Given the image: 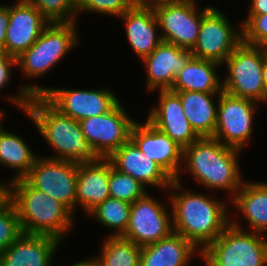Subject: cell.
Returning a JSON list of instances; mask_svg holds the SVG:
<instances>
[{
  "label": "cell",
  "mask_w": 267,
  "mask_h": 266,
  "mask_svg": "<svg viewBox=\"0 0 267 266\" xmlns=\"http://www.w3.org/2000/svg\"><path fill=\"white\" fill-rule=\"evenodd\" d=\"M173 193L170 194L173 232L191 241L202 252L230 224L226 203L192 191L174 190Z\"/></svg>",
  "instance_id": "cell-1"
},
{
  "label": "cell",
  "mask_w": 267,
  "mask_h": 266,
  "mask_svg": "<svg viewBox=\"0 0 267 266\" xmlns=\"http://www.w3.org/2000/svg\"><path fill=\"white\" fill-rule=\"evenodd\" d=\"M25 113L47 144L57 152L48 158L76 163L99 158L84 137L79 121L61 113L43 95L31 96Z\"/></svg>",
  "instance_id": "cell-2"
},
{
  "label": "cell",
  "mask_w": 267,
  "mask_h": 266,
  "mask_svg": "<svg viewBox=\"0 0 267 266\" xmlns=\"http://www.w3.org/2000/svg\"><path fill=\"white\" fill-rule=\"evenodd\" d=\"M240 151L212 137H203L183 149L182 163L199 184L227 190L234 197L243 184L237 160Z\"/></svg>",
  "instance_id": "cell-3"
},
{
  "label": "cell",
  "mask_w": 267,
  "mask_h": 266,
  "mask_svg": "<svg viewBox=\"0 0 267 266\" xmlns=\"http://www.w3.org/2000/svg\"><path fill=\"white\" fill-rule=\"evenodd\" d=\"M10 202L14 205L23 233L48 235L61 241L73 226V214L45 192L33 188L24 178L9 181Z\"/></svg>",
  "instance_id": "cell-4"
},
{
  "label": "cell",
  "mask_w": 267,
  "mask_h": 266,
  "mask_svg": "<svg viewBox=\"0 0 267 266\" xmlns=\"http://www.w3.org/2000/svg\"><path fill=\"white\" fill-rule=\"evenodd\" d=\"M20 94L9 96L25 113L31 96L43 95L56 109L77 121L100 116L109 112L119 100L108 89L73 90L61 88H46L36 85H22Z\"/></svg>",
  "instance_id": "cell-5"
},
{
  "label": "cell",
  "mask_w": 267,
  "mask_h": 266,
  "mask_svg": "<svg viewBox=\"0 0 267 266\" xmlns=\"http://www.w3.org/2000/svg\"><path fill=\"white\" fill-rule=\"evenodd\" d=\"M244 231L240 223L230 220L201 252L206 266H267V239L262 233Z\"/></svg>",
  "instance_id": "cell-6"
},
{
  "label": "cell",
  "mask_w": 267,
  "mask_h": 266,
  "mask_svg": "<svg viewBox=\"0 0 267 266\" xmlns=\"http://www.w3.org/2000/svg\"><path fill=\"white\" fill-rule=\"evenodd\" d=\"M77 33L75 22L50 23L36 42L17 57V67L29 78L44 75L77 45Z\"/></svg>",
  "instance_id": "cell-7"
},
{
  "label": "cell",
  "mask_w": 267,
  "mask_h": 266,
  "mask_svg": "<svg viewBox=\"0 0 267 266\" xmlns=\"http://www.w3.org/2000/svg\"><path fill=\"white\" fill-rule=\"evenodd\" d=\"M264 52L257 46L241 42L223 64L227 75L222 90L230 95L262 102L266 94L262 77Z\"/></svg>",
  "instance_id": "cell-8"
},
{
  "label": "cell",
  "mask_w": 267,
  "mask_h": 266,
  "mask_svg": "<svg viewBox=\"0 0 267 266\" xmlns=\"http://www.w3.org/2000/svg\"><path fill=\"white\" fill-rule=\"evenodd\" d=\"M77 173L76 162L37 157L24 179L33 188L61 202L73 213L76 206Z\"/></svg>",
  "instance_id": "cell-9"
},
{
  "label": "cell",
  "mask_w": 267,
  "mask_h": 266,
  "mask_svg": "<svg viewBox=\"0 0 267 266\" xmlns=\"http://www.w3.org/2000/svg\"><path fill=\"white\" fill-rule=\"evenodd\" d=\"M217 97V120L212 138L219 140L223 145L243 150L253 132L257 102L224 91Z\"/></svg>",
  "instance_id": "cell-10"
},
{
  "label": "cell",
  "mask_w": 267,
  "mask_h": 266,
  "mask_svg": "<svg viewBox=\"0 0 267 266\" xmlns=\"http://www.w3.org/2000/svg\"><path fill=\"white\" fill-rule=\"evenodd\" d=\"M210 8L206 6L198 11L194 0H170L157 8L155 14L163 31L162 41L191 51L198 39L202 17Z\"/></svg>",
  "instance_id": "cell-11"
},
{
  "label": "cell",
  "mask_w": 267,
  "mask_h": 266,
  "mask_svg": "<svg viewBox=\"0 0 267 266\" xmlns=\"http://www.w3.org/2000/svg\"><path fill=\"white\" fill-rule=\"evenodd\" d=\"M136 121L128 117L119 101L109 112L79 121L84 137L100 158H109L130 139Z\"/></svg>",
  "instance_id": "cell-12"
},
{
  "label": "cell",
  "mask_w": 267,
  "mask_h": 266,
  "mask_svg": "<svg viewBox=\"0 0 267 266\" xmlns=\"http://www.w3.org/2000/svg\"><path fill=\"white\" fill-rule=\"evenodd\" d=\"M241 42L242 30L236 32L225 14L211 6L202 17L198 39L191 53L193 57L215 61L222 66Z\"/></svg>",
  "instance_id": "cell-13"
},
{
  "label": "cell",
  "mask_w": 267,
  "mask_h": 266,
  "mask_svg": "<svg viewBox=\"0 0 267 266\" xmlns=\"http://www.w3.org/2000/svg\"><path fill=\"white\" fill-rule=\"evenodd\" d=\"M162 205L147 193L131 203L129 224L121 237L139 247L168 237L173 232L172 218H169V212Z\"/></svg>",
  "instance_id": "cell-14"
},
{
  "label": "cell",
  "mask_w": 267,
  "mask_h": 266,
  "mask_svg": "<svg viewBox=\"0 0 267 266\" xmlns=\"http://www.w3.org/2000/svg\"><path fill=\"white\" fill-rule=\"evenodd\" d=\"M113 167L130 175L145 187L155 186L164 189H182L179 180H174L158 163L143 153L129 139L109 157Z\"/></svg>",
  "instance_id": "cell-15"
},
{
  "label": "cell",
  "mask_w": 267,
  "mask_h": 266,
  "mask_svg": "<svg viewBox=\"0 0 267 266\" xmlns=\"http://www.w3.org/2000/svg\"><path fill=\"white\" fill-rule=\"evenodd\" d=\"M49 24L34 5L25 0H18L9 6L4 54L19 57L36 42Z\"/></svg>",
  "instance_id": "cell-16"
},
{
  "label": "cell",
  "mask_w": 267,
  "mask_h": 266,
  "mask_svg": "<svg viewBox=\"0 0 267 266\" xmlns=\"http://www.w3.org/2000/svg\"><path fill=\"white\" fill-rule=\"evenodd\" d=\"M130 139L149 158L158 163L174 180L182 172L183 148L167 134L155 128L147 120L135 122L131 128Z\"/></svg>",
  "instance_id": "cell-17"
},
{
  "label": "cell",
  "mask_w": 267,
  "mask_h": 266,
  "mask_svg": "<svg viewBox=\"0 0 267 266\" xmlns=\"http://www.w3.org/2000/svg\"><path fill=\"white\" fill-rule=\"evenodd\" d=\"M158 106L152 108L147 121L167 134L183 149L200 137L192 129L182 109L179 95L170 90H159Z\"/></svg>",
  "instance_id": "cell-18"
},
{
  "label": "cell",
  "mask_w": 267,
  "mask_h": 266,
  "mask_svg": "<svg viewBox=\"0 0 267 266\" xmlns=\"http://www.w3.org/2000/svg\"><path fill=\"white\" fill-rule=\"evenodd\" d=\"M191 57L190 50L162 41L151 54L142 59L147 70V89H171L176 75Z\"/></svg>",
  "instance_id": "cell-19"
},
{
  "label": "cell",
  "mask_w": 267,
  "mask_h": 266,
  "mask_svg": "<svg viewBox=\"0 0 267 266\" xmlns=\"http://www.w3.org/2000/svg\"><path fill=\"white\" fill-rule=\"evenodd\" d=\"M60 243L48 235L22 233L0 254V266H51Z\"/></svg>",
  "instance_id": "cell-20"
},
{
  "label": "cell",
  "mask_w": 267,
  "mask_h": 266,
  "mask_svg": "<svg viewBox=\"0 0 267 266\" xmlns=\"http://www.w3.org/2000/svg\"><path fill=\"white\" fill-rule=\"evenodd\" d=\"M109 179V158L99 157L92 162L78 163L76 207L79 205L88 214L109 198Z\"/></svg>",
  "instance_id": "cell-21"
},
{
  "label": "cell",
  "mask_w": 267,
  "mask_h": 266,
  "mask_svg": "<svg viewBox=\"0 0 267 266\" xmlns=\"http://www.w3.org/2000/svg\"><path fill=\"white\" fill-rule=\"evenodd\" d=\"M201 251L182 235L172 232L168 237L141 247L139 266H189L190 259Z\"/></svg>",
  "instance_id": "cell-22"
},
{
  "label": "cell",
  "mask_w": 267,
  "mask_h": 266,
  "mask_svg": "<svg viewBox=\"0 0 267 266\" xmlns=\"http://www.w3.org/2000/svg\"><path fill=\"white\" fill-rule=\"evenodd\" d=\"M118 18L126 22L128 42L141 60L162 42L161 35H157L159 23L154 10L130 8Z\"/></svg>",
  "instance_id": "cell-23"
},
{
  "label": "cell",
  "mask_w": 267,
  "mask_h": 266,
  "mask_svg": "<svg viewBox=\"0 0 267 266\" xmlns=\"http://www.w3.org/2000/svg\"><path fill=\"white\" fill-rule=\"evenodd\" d=\"M179 95L182 109L192 129L200 137H213L218 102L212 97L220 93H204L197 91H174ZM214 95V96H213Z\"/></svg>",
  "instance_id": "cell-24"
},
{
  "label": "cell",
  "mask_w": 267,
  "mask_h": 266,
  "mask_svg": "<svg viewBox=\"0 0 267 266\" xmlns=\"http://www.w3.org/2000/svg\"><path fill=\"white\" fill-rule=\"evenodd\" d=\"M219 65L221 64L215 61L192 56L176 75L170 90L221 93L223 91L222 80L220 81L216 74Z\"/></svg>",
  "instance_id": "cell-25"
},
{
  "label": "cell",
  "mask_w": 267,
  "mask_h": 266,
  "mask_svg": "<svg viewBox=\"0 0 267 266\" xmlns=\"http://www.w3.org/2000/svg\"><path fill=\"white\" fill-rule=\"evenodd\" d=\"M238 212L245 216L251 230L265 233L267 230V182H243L231 198Z\"/></svg>",
  "instance_id": "cell-26"
},
{
  "label": "cell",
  "mask_w": 267,
  "mask_h": 266,
  "mask_svg": "<svg viewBox=\"0 0 267 266\" xmlns=\"http://www.w3.org/2000/svg\"><path fill=\"white\" fill-rule=\"evenodd\" d=\"M36 159L37 155L23 138L4 129L0 132V163L18 171L11 181L24 178Z\"/></svg>",
  "instance_id": "cell-27"
},
{
  "label": "cell",
  "mask_w": 267,
  "mask_h": 266,
  "mask_svg": "<svg viewBox=\"0 0 267 266\" xmlns=\"http://www.w3.org/2000/svg\"><path fill=\"white\" fill-rule=\"evenodd\" d=\"M100 257L92 260L97 266H139L141 247L121 236H107Z\"/></svg>",
  "instance_id": "cell-28"
},
{
  "label": "cell",
  "mask_w": 267,
  "mask_h": 266,
  "mask_svg": "<svg viewBox=\"0 0 267 266\" xmlns=\"http://www.w3.org/2000/svg\"><path fill=\"white\" fill-rule=\"evenodd\" d=\"M131 213V203L115 199L107 198L103 203L92 209L88 215H92L96 221H99L107 228L115 229L110 236H122L129 224Z\"/></svg>",
  "instance_id": "cell-29"
},
{
  "label": "cell",
  "mask_w": 267,
  "mask_h": 266,
  "mask_svg": "<svg viewBox=\"0 0 267 266\" xmlns=\"http://www.w3.org/2000/svg\"><path fill=\"white\" fill-rule=\"evenodd\" d=\"M146 193L143 184L130 175L119 172L110 161L109 194L111 198L134 203Z\"/></svg>",
  "instance_id": "cell-30"
},
{
  "label": "cell",
  "mask_w": 267,
  "mask_h": 266,
  "mask_svg": "<svg viewBox=\"0 0 267 266\" xmlns=\"http://www.w3.org/2000/svg\"><path fill=\"white\" fill-rule=\"evenodd\" d=\"M50 22H76V0H25Z\"/></svg>",
  "instance_id": "cell-31"
},
{
  "label": "cell",
  "mask_w": 267,
  "mask_h": 266,
  "mask_svg": "<svg viewBox=\"0 0 267 266\" xmlns=\"http://www.w3.org/2000/svg\"><path fill=\"white\" fill-rule=\"evenodd\" d=\"M23 233L14 205L9 201L0 208V254Z\"/></svg>",
  "instance_id": "cell-32"
},
{
  "label": "cell",
  "mask_w": 267,
  "mask_h": 266,
  "mask_svg": "<svg viewBox=\"0 0 267 266\" xmlns=\"http://www.w3.org/2000/svg\"><path fill=\"white\" fill-rule=\"evenodd\" d=\"M78 12H95L120 17L130 9L127 0H76Z\"/></svg>",
  "instance_id": "cell-33"
},
{
  "label": "cell",
  "mask_w": 267,
  "mask_h": 266,
  "mask_svg": "<svg viewBox=\"0 0 267 266\" xmlns=\"http://www.w3.org/2000/svg\"><path fill=\"white\" fill-rule=\"evenodd\" d=\"M240 26L242 42L256 46L267 35V14L248 15Z\"/></svg>",
  "instance_id": "cell-34"
},
{
  "label": "cell",
  "mask_w": 267,
  "mask_h": 266,
  "mask_svg": "<svg viewBox=\"0 0 267 266\" xmlns=\"http://www.w3.org/2000/svg\"><path fill=\"white\" fill-rule=\"evenodd\" d=\"M11 66H17V58L0 53V90L10 82Z\"/></svg>",
  "instance_id": "cell-35"
},
{
  "label": "cell",
  "mask_w": 267,
  "mask_h": 266,
  "mask_svg": "<svg viewBox=\"0 0 267 266\" xmlns=\"http://www.w3.org/2000/svg\"><path fill=\"white\" fill-rule=\"evenodd\" d=\"M9 23V5H0V53H4L6 30Z\"/></svg>",
  "instance_id": "cell-36"
},
{
  "label": "cell",
  "mask_w": 267,
  "mask_h": 266,
  "mask_svg": "<svg viewBox=\"0 0 267 266\" xmlns=\"http://www.w3.org/2000/svg\"><path fill=\"white\" fill-rule=\"evenodd\" d=\"M130 8L144 9V10H156L163 6L170 0H127Z\"/></svg>",
  "instance_id": "cell-37"
},
{
  "label": "cell",
  "mask_w": 267,
  "mask_h": 266,
  "mask_svg": "<svg viewBox=\"0 0 267 266\" xmlns=\"http://www.w3.org/2000/svg\"><path fill=\"white\" fill-rule=\"evenodd\" d=\"M248 15L267 14V0H251Z\"/></svg>",
  "instance_id": "cell-38"
},
{
  "label": "cell",
  "mask_w": 267,
  "mask_h": 266,
  "mask_svg": "<svg viewBox=\"0 0 267 266\" xmlns=\"http://www.w3.org/2000/svg\"><path fill=\"white\" fill-rule=\"evenodd\" d=\"M9 201H10V183L3 184L0 182V208H2Z\"/></svg>",
  "instance_id": "cell-39"
},
{
  "label": "cell",
  "mask_w": 267,
  "mask_h": 266,
  "mask_svg": "<svg viewBox=\"0 0 267 266\" xmlns=\"http://www.w3.org/2000/svg\"><path fill=\"white\" fill-rule=\"evenodd\" d=\"M262 77H263L265 89L267 91V54L265 53H264V61H263V66H262Z\"/></svg>",
  "instance_id": "cell-40"
},
{
  "label": "cell",
  "mask_w": 267,
  "mask_h": 266,
  "mask_svg": "<svg viewBox=\"0 0 267 266\" xmlns=\"http://www.w3.org/2000/svg\"><path fill=\"white\" fill-rule=\"evenodd\" d=\"M262 52L267 54V35L256 45Z\"/></svg>",
  "instance_id": "cell-41"
},
{
  "label": "cell",
  "mask_w": 267,
  "mask_h": 266,
  "mask_svg": "<svg viewBox=\"0 0 267 266\" xmlns=\"http://www.w3.org/2000/svg\"><path fill=\"white\" fill-rule=\"evenodd\" d=\"M71 266H97V264L91 259H88V260H84V261H81V262H78V263H74L73 265Z\"/></svg>",
  "instance_id": "cell-42"
},
{
  "label": "cell",
  "mask_w": 267,
  "mask_h": 266,
  "mask_svg": "<svg viewBox=\"0 0 267 266\" xmlns=\"http://www.w3.org/2000/svg\"><path fill=\"white\" fill-rule=\"evenodd\" d=\"M3 116H4V112L3 111H0V132L4 129L3 128V125L1 124V122H2L1 120H3L2 119Z\"/></svg>",
  "instance_id": "cell-43"
},
{
  "label": "cell",
  "mask_w": 267,
  "mask_h": 266,
  "mask_svg": "<svg viewBox=\"0 0 267 266\" xmlns=\"http://www.w3.org/2000/svg\"><path fill=\"white\" fill-rule=\"evenodd\" d=\"M263 102H264V103H267V91H266L265 97H264V99H263Z\"/></svg>",
  "instance_id": "cell-44"
}]
</instances>
